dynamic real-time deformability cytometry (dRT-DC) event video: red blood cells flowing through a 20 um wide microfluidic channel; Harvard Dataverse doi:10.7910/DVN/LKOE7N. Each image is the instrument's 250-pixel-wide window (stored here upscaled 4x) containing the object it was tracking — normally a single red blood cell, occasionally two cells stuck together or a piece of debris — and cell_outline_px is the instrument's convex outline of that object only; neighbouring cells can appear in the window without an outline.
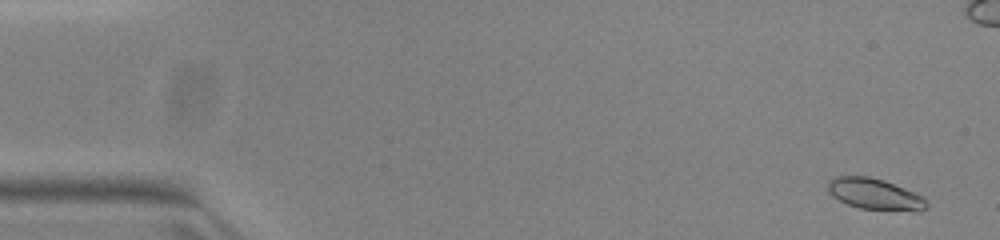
{"species": "common noctule bat (a hibernating species)", "species_latin": "Nyctalus noctula", "temperature_condition": "warm", "stored_images_in_passage": 53, "camera_frame_rate_fps": 3000, "um_per_image_px": 0.085, "animal": {"sex": "female", "body_mass_g": 23.0, "forearm_length_mm": 53.4}, "frame": {"image": 1, "passage_image": 3, "time_ms": 0.667, "image_size_px": [1000, 240], "cell_outline_px": [[928, 208], [920, 212], [860, 208], [848, 204], [832, 196], [828, 192], [828, 180], [836, 176], [868, 176], [884, 180], [916, 192], [924, 196], [928, 200]], "centroid_in_image_um": [74.43, 16.5], "position_along_channel_um": 10.6, "area_um2": 18.26}}
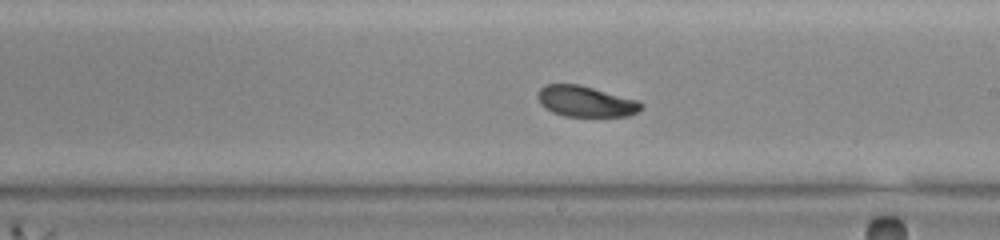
{"frame": {"image": 2, "passage_image": 31, "time_ms": 10.0, "image_size_px": [1000, 240], "cell_outline_px": [[644, 104], [636, 112], [628, 116], [564, 116], [552, 112], [544, 108], [540, 104], [536, 96], [540, 88], [544, 84], [576, 84], [592, 88], [636, 100]], "centroid_in_image_um": [49.7, 8.62], "position_along_channel_um": 239.3, "area_um2": 18.38}}
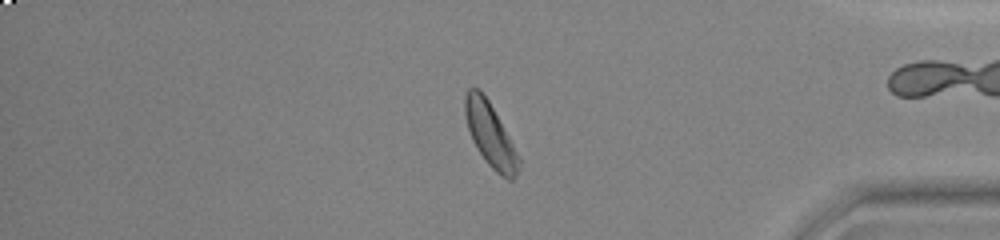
{"frame": {"image": 3, "passage_image": 45, "time_ms": 14.667, "image_size_px": [1000, 240], "cell_outline_px": [[520, 164], [516, 176], [512, 180], [508, 180], [500, 176], [488, 164], [476, 148], [472, 140], [464, 116], [464, 96], [468, 88], [480, 88], [488, 100], [520, 156]], "centroid_in_image_um": [41.66, 11.47], "position_along_channel_um": 393.5, "area_um2": 20.06}, "authors_computed_cell_mechanics": {"area_um2": 18.8428, "velocity_mm_per_s": 3.9141, "shape_relaxation_time_tau1_ms": 1.3942, "shape_relaxation_time_tau2_ms": 3.7117, "deformation_change_tau1": 0.1077, "deformation_change_tau2": 0.0907}}